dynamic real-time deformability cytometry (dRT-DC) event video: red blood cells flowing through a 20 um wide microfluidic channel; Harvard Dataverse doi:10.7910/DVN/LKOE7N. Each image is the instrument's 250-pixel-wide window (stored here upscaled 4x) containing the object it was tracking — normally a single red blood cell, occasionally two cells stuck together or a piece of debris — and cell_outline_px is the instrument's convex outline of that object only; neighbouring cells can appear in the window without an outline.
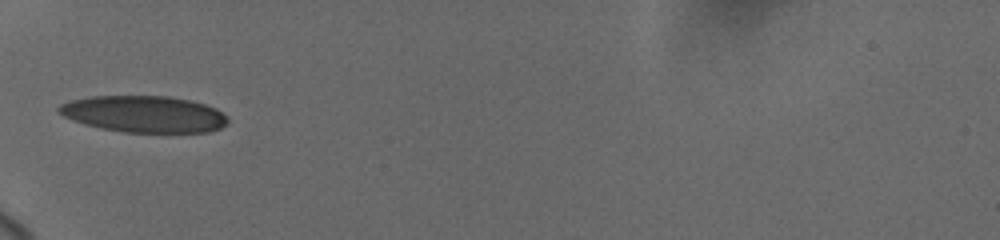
{"species": "human", "species_latin": "Homo sapiens", "temperature_condition": "cold", "stored_images_in_passage": 24, "camera_frame_rate_fps": 3000, "um_per_image_px": 0.085, "donor": {"sex": "female"}, "frame": {"image": 1, "passage_image": 1, "time_ms": 0.0, "image_size_px": [1000, 240], "cell_outline_px": [[228, 124], [220, 128], [208, 132], [124, 132], [100, 128], [84, 124], [72, 120], [64, 116], [56, 108], [60, 104], [72, 100], [92, 96], [168, 96], [188, 100], [204, 104], [216, 108], [228, 120]], "centroid_in_image_um": [12.22, 9.7], "position_along_channel_um": 72.8, "area_um2": 35.84}}
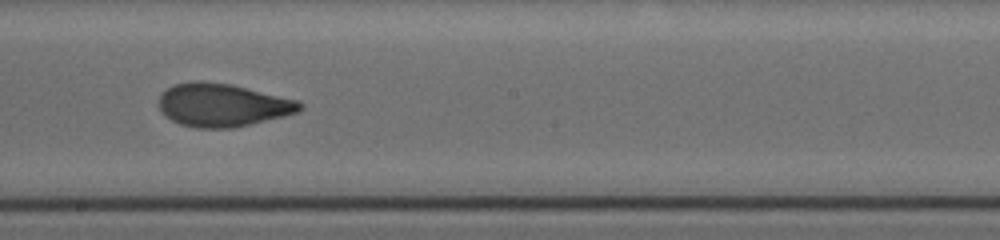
{"frame": {"image": 2, "passage_image": 10, "time_ms": 4.333, "image_size_px": [1000, 240], "cell_outline_px": [[304, 108], [296, 112], [284, 116], [232, 128], [196, 128], [180, 124], [164, 116], [156, 104], [160, 96], [172, 84], [200, 80], [228, 84], [300, 100], [304, 104]], "centroid_in_image_um": [18.89, 8.93], "position_along_channel_um": 229.3, "area_um2": 35.49}}
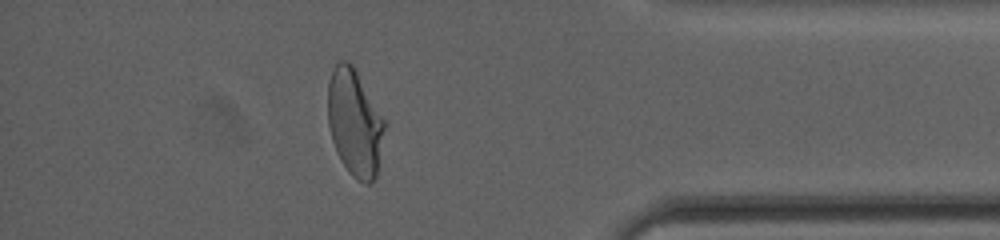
{"frame": {"image": 3, "passage_image": 20, "time_ms": 9.667, "image_size_px": [1000, 240], "cell_outline_px": [[384, 128], [376, 176], [368, 184], [364, 184], [356, 180], [348, 172], [340, 160], [336, 152], [332, 140], [328, 124], [328, 84], [332, 68], [340, 60], [348, 60], [352, 64], [384, 120]], "centroid_in_image_um": [30.11, 10.44], "position_along_channel_um": 405.1, "area_um2": 34.91}, "authors_computed_cell_mechanics": {"area_um2": 35.6048, "velocity_mm_per_s": 3.7071, "shape_relaxation_time_tau1_ms": 9.4267, "shape_relaxation_time_tau2_ms": 1.0523, "deformation_change_tau1": 0.2448, "deformation_change_tau2": 0.0709}}